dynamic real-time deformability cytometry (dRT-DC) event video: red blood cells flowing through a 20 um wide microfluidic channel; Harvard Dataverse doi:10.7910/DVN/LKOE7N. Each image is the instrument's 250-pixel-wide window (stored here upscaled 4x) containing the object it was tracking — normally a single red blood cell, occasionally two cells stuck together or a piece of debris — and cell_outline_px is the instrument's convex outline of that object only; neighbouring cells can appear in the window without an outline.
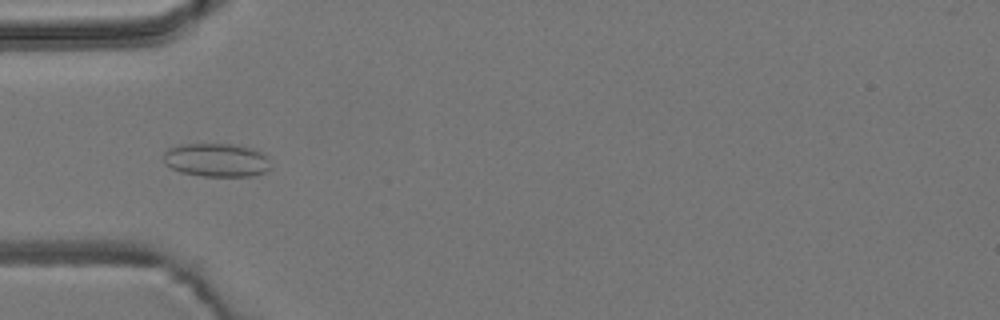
{"species": "common noctule bat (a hibernating species)", "species_latin": "Nyctalus noctula", "temperature_condition": "room temperature", "stored_images_in_passage": 53, "camera_frame_rate_fps": 3000, "um_per_image_px": 0.085, "animal": {"sex": "male", "body_mass_g": 19.2, "forearm_length_mm": 51.8}, "frame": {"image": 1, "passage_image": 17, "time_ms": 5.333, "image_size_px": [1000, 320], "cell_outline_px": [[268, 168], [264, 172], [252, 176], [200, 176], [180, 172], [164, 164], [164, 152], [168, 148], [180, 144], [232, 144], [252, 148], [260, 152], [268, 160]], "centroid_in_image_um": [18.34, 13.6], "position_along_channel_um": 66.7, "area_um2": 20.81}}
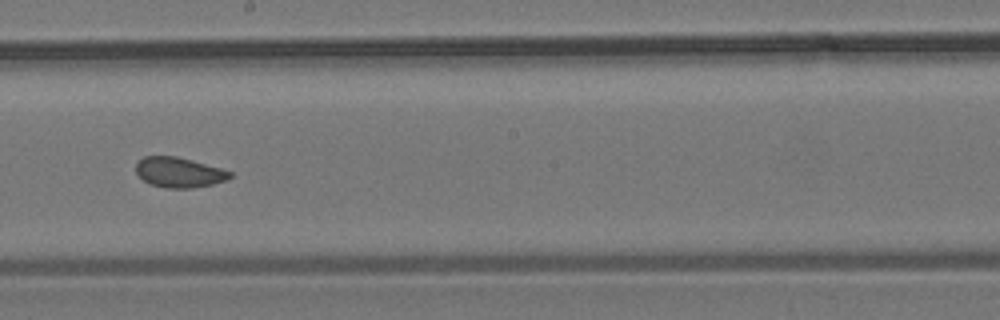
{"frame": {"image": 2, "passage_image": 30, "time_ms": 9.667, "image_size_px": [1000, 320], "cell_outline_px": [[232, 176], [224, 180], [212, 184], [192, 188], [164, 188], [148, 184], [136, 172], [136, 164], [144, 156], [176, 156], [192, 160], [220, 168], [232, 172]], "centroid_in_image_um": [15.19, 14.65], "position_along_channel_um": 233.0, "area_um2": 16.42}}
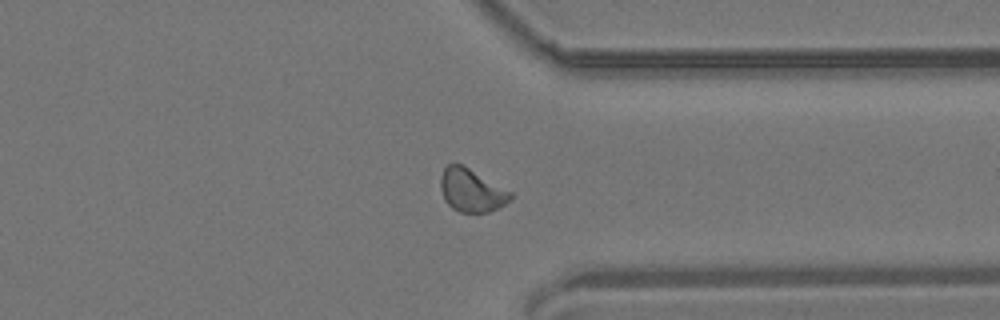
{"frame": {"image": 3, "passage_image": 41, "time_ms": 13.333, "image_size_px": [1000, 320], "cell_outline_px": [[512, 196], [500, 208], [488, 212], [460, 212], [452, 208], [444, 200], [440, 188], [440, 176], [444, 168], [448, 164], [464, 164], [512, 192]], "centroid_in_image_um": [40.05, 16.16], "position_along_channel_um": 371.3, "area_um2": 17.69}, "authors_computed_cell_mechanics": {"area_um2": 17.2822, "velocity_mm_per_s": 3.8254, "shape_relaxation_time_tau1_ms": null, "shape_relaxation_time_tau2_ms": 1.2657, "deformation_change_tau1": null, "deformation_change_tau2": 0.065}}